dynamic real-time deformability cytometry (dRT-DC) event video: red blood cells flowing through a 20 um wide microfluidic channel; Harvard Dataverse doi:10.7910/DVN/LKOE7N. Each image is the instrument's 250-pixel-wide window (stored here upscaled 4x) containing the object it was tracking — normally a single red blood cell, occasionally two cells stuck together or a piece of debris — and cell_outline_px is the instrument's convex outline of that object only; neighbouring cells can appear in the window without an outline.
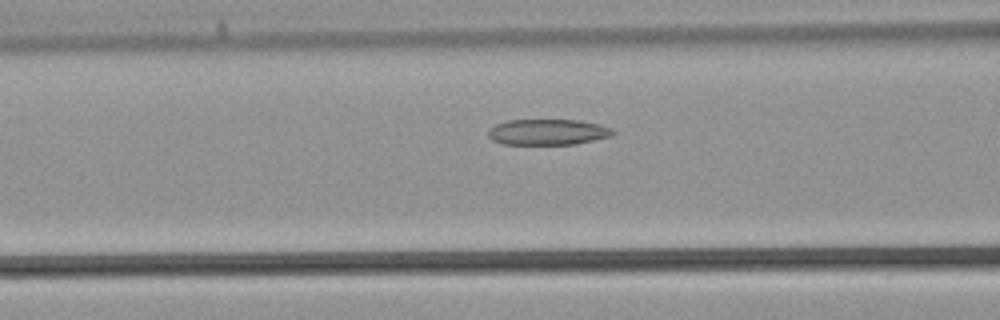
{"species": "common noctule bat (a hibernating species)", "species_latin": "Nyctalus noctula", "temperature_condition": "warm", "stored_images_in_passage": 22, "camera_frame_rate_fps": 3000, "um_per_image_px": 0.085, "animal": {"sex": "male", "body_mass_g": 21.5, "forearm_length_mm": 52.0}, "frame": {"image": 1, "passage_image": 6, "time_ms": 1.667, "image_size_px": [1000, 320], "cell_outline_px": [[616, 132], [612, 136], [576, 144], [504, 144], [492, 140], [488, 136], [488, 128], [496, 124], [508, 120], [580, 120], [600, 124], [612, 128]], "centroid_in_image_um": [46.58, 11.22], "position_along_channel_um": 120.0, "area_um2": 18.9}}
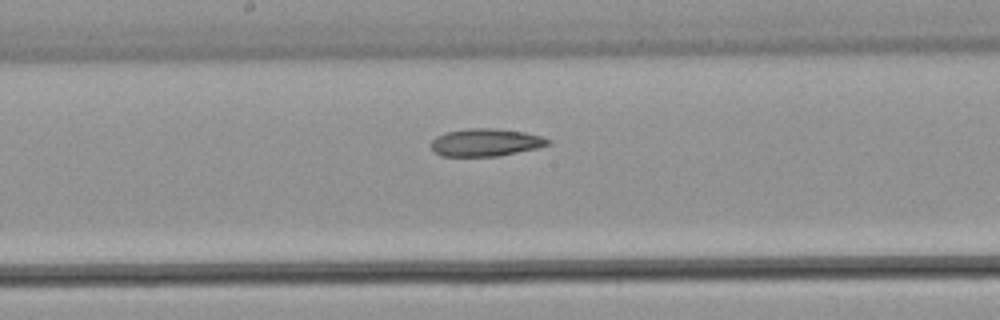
{"frame": {"image": 2, "passage_image": 11, "time_ms": 3.333, "image_size_px": [1000, 320], "cell_outline_px": [[552, 144], [536, 148], [496, 156], [440, 156], [432, 148], [432, 140], [436, 136], [444, 132], [468, 128], [496, 128], [524, 132], [540, 136], [552, 140]], "centroid_in_image_um": [41.28, 12.09], "position_along_channel_um": 206.9, "area_um2": 18.79}}
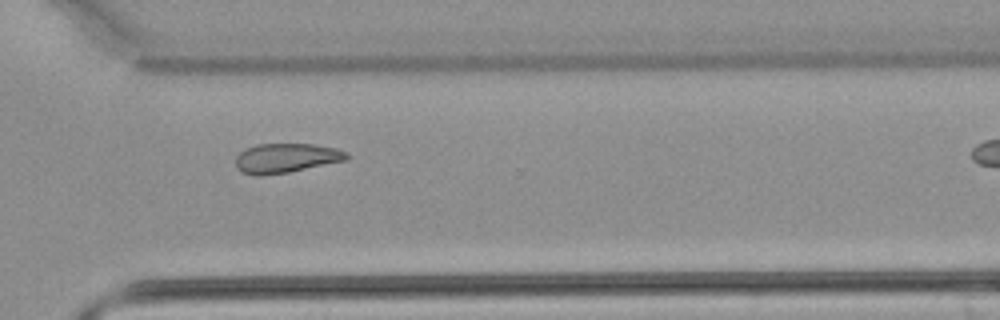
{"frame": {"image": 3, "passage_image": 19, "time_ms": 6.0, "image_size_px": [1000, 320], "cell_outline_px": [[348, 160], [288, 172], [260, 176], [256, 176], [240, 172], [236, 168], [236, 156], [244, 148], [256, 144], [312, 144], [336, 148], [348, 152]], "centroid_in_image_um": [24.29, 13.44], "position_along_channel_um": 346.3, "area_um2": 19.25}}